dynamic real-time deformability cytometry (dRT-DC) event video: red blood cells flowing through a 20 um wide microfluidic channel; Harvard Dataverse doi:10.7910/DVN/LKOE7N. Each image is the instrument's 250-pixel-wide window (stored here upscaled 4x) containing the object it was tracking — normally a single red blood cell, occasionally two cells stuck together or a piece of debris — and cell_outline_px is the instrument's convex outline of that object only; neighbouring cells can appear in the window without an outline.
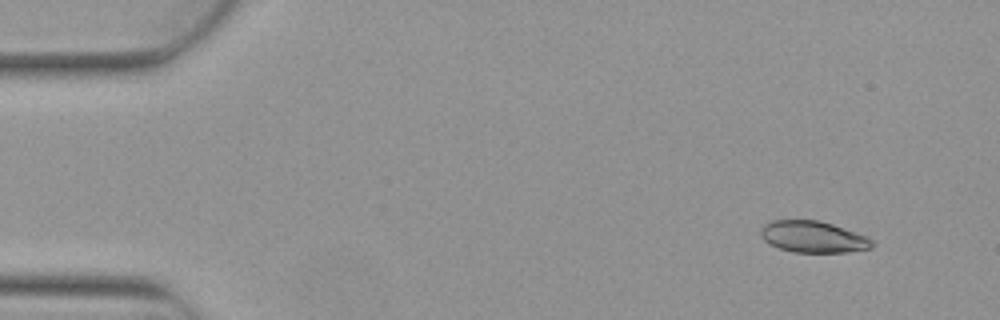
{"species": "Egyptian fruit bat (a non-hibernating species)", "species_latin": "Rousettus aegyptiacus", "temperature_condition": "warm", "stored_images_in_passage": 4, "camera_frame_rate_fps": 3000, "um_per_image_px": 0.085, "animal": {"sex": "female"}, "frame": {"image": 1, "passage_image": 1, "time_ms": 0.0, "image_size_px": [1000, 320], "cell_outline_px": [[876, 244], [872, 248], [848, 252], [792, 252], [780, 248], [764, 240], [760, 236], [760, 228], [764, 224], [772, 220], [820, 220], [868, 236]], "centroid_in_image_um": [69.14, 20.13], "position_along_channel_um": 15.9, "area_um2": 20.58}}
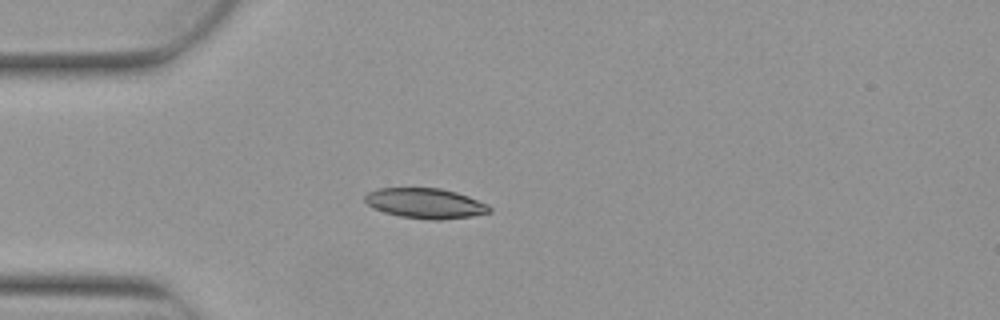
{"frame": {"image": 2, "passage_image": 4, "time_ms": 1.0, "image_size_px": [1000, 320], "cell_outline_px": [[492, 212], [472, 216], [440, 220], [432, 220], [400, 216], [384, 212], [372, 208], [364, 200], [364, 196], [368, 192], [380, 188], [440, 188], [456, 192], [468, 196], [488, 204], [492, 208]], "centroid_in_image_um": [36.17, 17.28], "position_along_channel_um": 48.8, "area_um2": 21.96}}